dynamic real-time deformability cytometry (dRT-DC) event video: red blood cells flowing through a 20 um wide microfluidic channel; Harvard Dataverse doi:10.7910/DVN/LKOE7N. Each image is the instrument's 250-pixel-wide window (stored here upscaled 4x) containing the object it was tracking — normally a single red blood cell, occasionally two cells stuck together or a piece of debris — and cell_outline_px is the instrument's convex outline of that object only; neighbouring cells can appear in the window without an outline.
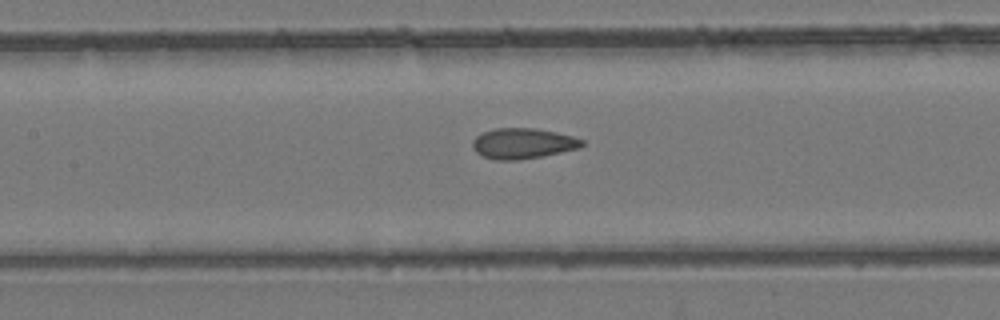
{"species": "common noctule bat (a hibernating species)", "species_latin": "Nyctalus noctula", "temperature_condition": "room temperature", "stored_images_in_passage": 26, "camera_frame_rate_fps": 3000, "um_per_image_px": 0.085, "animal": {"sex": "female", "body_mass_g": 24.6, "forearm_length_mm": 56.2}, "frame": {"image": 1, "passage_image": 13, "time_ms": 4.0, "image_size_px": [1000, 320], "cell_outline_px": [[584, 144], [580, 148], [540, 156], [516, 160], [496, 160], [484, 156], [476, 152], [472, 148], [472, 140], [476, 136], [492, 128], [536, 128], [556, 132], [572, 136], [584, 140]], "centroid_in_image_um": [44.43, 12.18], "position_along_channel_um": 163.0, "area_um2": 19.42}}
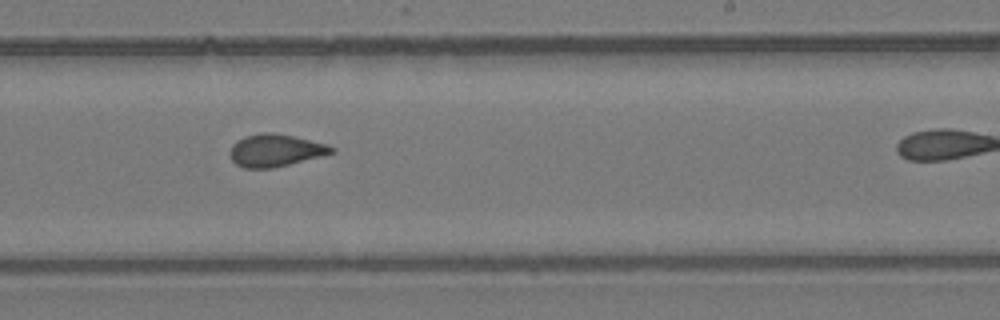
{"frame": {"image": 2, "passage_image": 20, "time_ms": 6.333, "image_size_px": [1000, 320], "cell_outline_px": [[336, 152], [324, 156], [272, 168], [244, 168], [236, 164], [232, 160], [228, 152], [232, 144], [236, 140], [244, 136], [260, 132], [272, 132], [292, 136], [328, 144], [336, 148]], "centroid_in_image_um": [23.41, 12.78], "position_along_channel_um": 265.6, "area_um2": 19.48}}
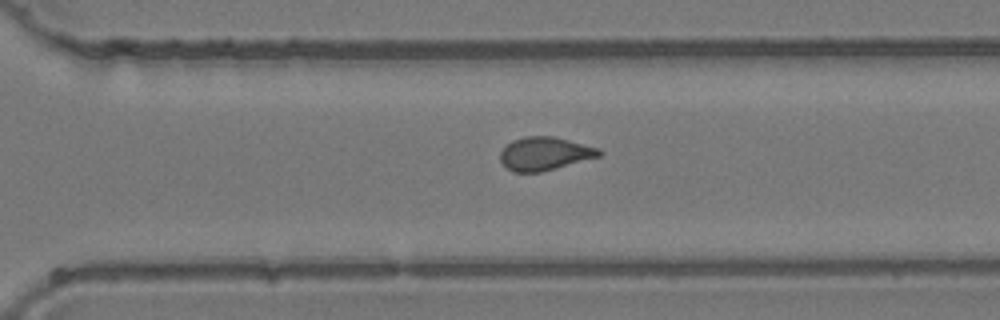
{"frame": {"image": 3, "passage_image": 24, "time_ms": 7.667, "image_size_px": [1000, 320], "cell_outline_px": [[604, 152], [600, 156], [556, 168], [540, 172], [512, 172], [500, 160], [500, 152], [512, 140], [524, 136], [552, 136], [600, 148]], "centroid_in_image_um": [46.31, 13.05], "position_along_channel_um": 324.3, "area_um2": 19.07}}